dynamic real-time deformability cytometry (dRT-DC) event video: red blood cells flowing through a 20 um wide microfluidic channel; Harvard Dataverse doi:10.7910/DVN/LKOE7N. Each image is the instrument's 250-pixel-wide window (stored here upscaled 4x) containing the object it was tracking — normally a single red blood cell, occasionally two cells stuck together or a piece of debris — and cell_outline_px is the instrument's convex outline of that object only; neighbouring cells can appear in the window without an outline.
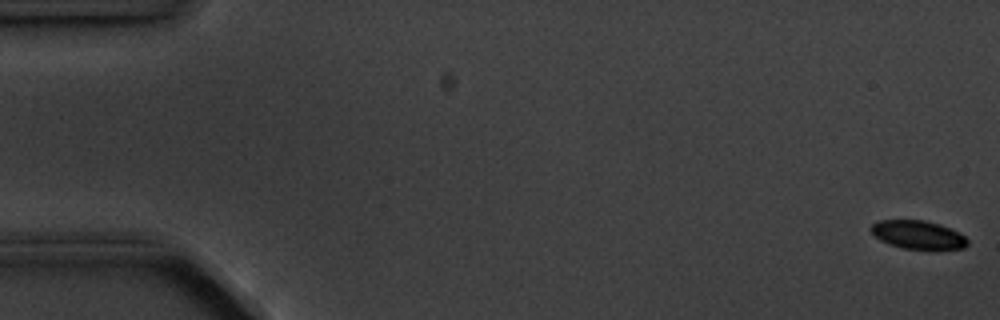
{"species": "common noctule bat (a hibernating species)", "species_latin": "Nyctalus noctula", "temperature_condition": "cold", "stored_images_in_passage": 7, "camera_frame_rate_fps": 3000, "um_per_image_px": 0.085, "animal": {"sex": "male", "body_mass_g": 20.1, "forearm_length_mm": 53.5}, "frame": {"image": 1, "passage_image": 1, "time_ms": 0.0, "image_size_px": [1000, 320], "cell_outline_px": [[968, 244], [964, 248], [904, 248], [888, 244], [880, 240], [868, 228], [872, 224], [880, 220], [924, 220], [940, 224], [960, 232], [968, 240]], "centroid_in_image_um": [78.01, 19.93], "position_along_channel_um": 7.0, "area_um2": 15.78}}
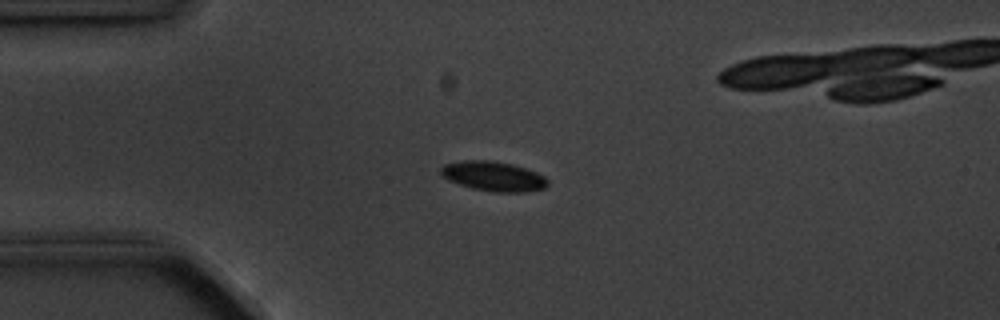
{"frame": {"image": 2, "passage_image": 5, "time_ms": 4.333, "image_size_px": [1000, 320], "cell_outline_px": [[548, 184], [544, 188], [524, 192], [496, 192], [472, 188], [448, 180], [440, 176], [440, 168], [444, 164], [464, 160], [488, 160], [512, 164], [536, 172], [544, 176], [548, 180]], "centroid_in_image_um": [41.91, 14.98], "position_along_channel_um": 43.1, "area_um2": 18.44}}